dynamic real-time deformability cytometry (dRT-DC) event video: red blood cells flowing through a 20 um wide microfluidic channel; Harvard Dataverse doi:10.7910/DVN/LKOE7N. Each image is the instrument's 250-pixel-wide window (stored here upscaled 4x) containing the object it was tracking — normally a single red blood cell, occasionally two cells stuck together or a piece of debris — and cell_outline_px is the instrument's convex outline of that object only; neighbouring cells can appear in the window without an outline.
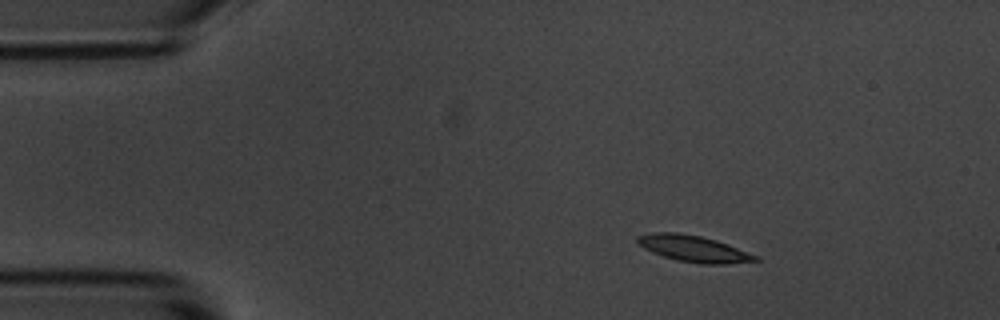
{"species": "common noctule bat (a hibernating species)", "species_latin": "Nyctalus noctula", "temperature_condition": "room temperature", "stored_images_in_passage": 47, "camera_frame_rate_fps": 3000, "um_per_image_px": 0.085, "animal": {"sex": "male", "body_mass_g": 20.1, "forearm_length_mm": 53.5}, "frame": {"image": 1, "passage_image": 1, "time_ms": 0.0, "image_size_px": [1000, 320], "cell_outline_px": [[760, 260], [728, 264], [700, 264], [676, 260], [652, 252], [636, 244], [636, 236], [652, 232], [676, 232], [700, 236], [716, 240], [728, 244], [760, 256]], "centroid_in_image_um": [58.96, 21.14], "position_along_channel_um": 26.0, "area_um2": 18.32}}
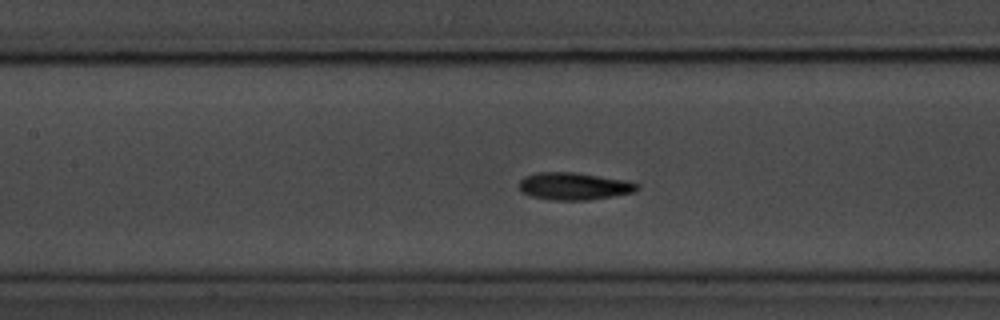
{"frame": {"image": 2, "passage_image": 17, "time_ms": 5.333, "image_size_px": [1000, 320], "cell_outline_px": [[640, 188], [632, 192], [612, 196], [588, 200], [552, 200], [532, 196], [520, 192], [520, 180], [524, 176], [536, 172], [572, 172], [628, 180], [640, 184]], "centroid_in_image_um": [48.79, 15.82], "position_along_channel_um": 158.6, "area_um2": 18.84}}
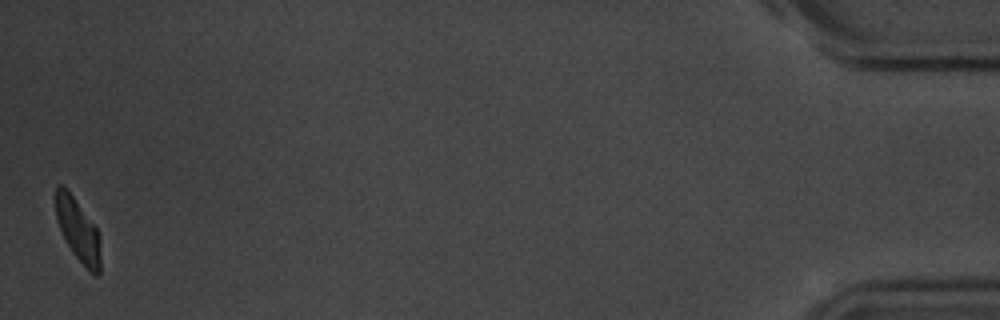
{"frame": {"image": 3, "passage_image": 47, "time_ms": 15.333, "image_size_px": [1000, 320], "cell_outline_px": [[100, 276], [96, 276], [72, 252], [56, 220], [52, 196], [56, 184], [64, 184], [68, 188], [96, 228], [100, 240]], "centroid_in_image_um": [6.56, 19.42], "position_along_channel_um": 428.6, "area_um2": 16.7}, "authors_computed_cell_mechanics": {"area_um2": 18.0336, "velocity_mm_per_s": 3.6438, "shape_relaxation_time_tau1_ms": 7.3714, "shape_relaxation_time_tau2_ms": 1.9311, "deformation_change_tau1": 0.2669, "deformation_change_tau2": 0.0748}}